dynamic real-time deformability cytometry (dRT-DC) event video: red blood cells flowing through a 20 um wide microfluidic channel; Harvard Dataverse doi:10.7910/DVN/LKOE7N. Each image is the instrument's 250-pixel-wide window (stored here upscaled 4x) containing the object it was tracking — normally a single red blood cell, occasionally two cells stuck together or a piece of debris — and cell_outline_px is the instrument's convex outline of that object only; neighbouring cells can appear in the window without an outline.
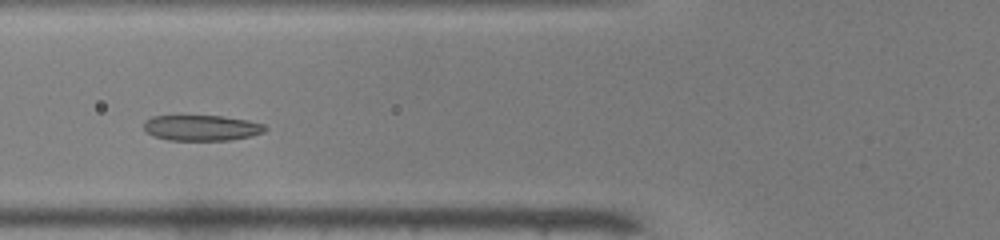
{"species": "common noctule bat (a hibernating species)", "species_latin": "Nyctalus noctula", "temperature_condition": "warm", "stored_images_in_passage": 42, "camera_frame_rate_fps": 3000, "um_per_image_px": 0.085, "animal": {"sex": "male", "body_mass_g": 19.0, "forearm_length_mm": 50.8}, "frame": {"image": 1, "passage_image": 12, "time_ms": 3.667, "image_size_px": [1000, 240], "cell_outline_px": [[268, 128], [264, 132], [252, 136], [228, 140], [168, 140], [152, 136], [144, 128], [144, 120], [152, 116], [220, 116], [248, 120], [264, 124]], "centroid_in_image_um": [17.14, 10.87], "position_along_channel_um": 108.7, "area_um2": 18.15}}
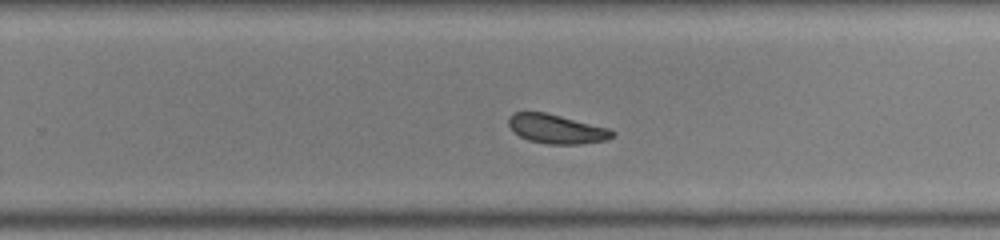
{"frame": {"image": 2, "passage_image": 25, "time_ms": 8.0, "image_size_px": [1000, 240], "cell_outline_px": [[616, 136], [608, 140], [580, 144], [548, 144], [528, 140], [520, 136], [508, 124], [508, 116], [512, 112], [544, 112], [608, 128], [616, 132]], "centroid_in_image_um": [47.32, 10.97], "position_along_channel_um": 282.5, "area_um2": 17.57}}
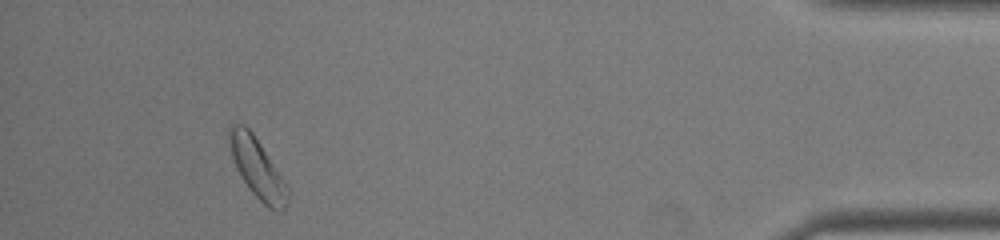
{"frame": {"image": 3, "passage_image": 39, "time_ms": 12.667, "image_size_px": [1000, 240], "cell_outline_px": [[288, 204], [280, 212], [268, 208], [248, 188], [240, 176], [236, 168], [232, 156], [228, 140], [228, 128], [232, 124], [244, 124], [252, 132], [284, 180], [288, 188]], "centroid_in_image_um": [21.85, 14.3], "position_along_channel_um": 413.3, "area_um2": 20.11}, "authors_computed_cell_mechanics": {"area_um2": 18.6405, "velocity_mm_per_s": 4.0224, "shape_relaxation_time_tau1_ms": 3.5362, "shape_relaxation_time_tau2_ms": 7.5923, "deformation_change_tau1": 0.1096, "deformation_change_tau2": 0.1244}}